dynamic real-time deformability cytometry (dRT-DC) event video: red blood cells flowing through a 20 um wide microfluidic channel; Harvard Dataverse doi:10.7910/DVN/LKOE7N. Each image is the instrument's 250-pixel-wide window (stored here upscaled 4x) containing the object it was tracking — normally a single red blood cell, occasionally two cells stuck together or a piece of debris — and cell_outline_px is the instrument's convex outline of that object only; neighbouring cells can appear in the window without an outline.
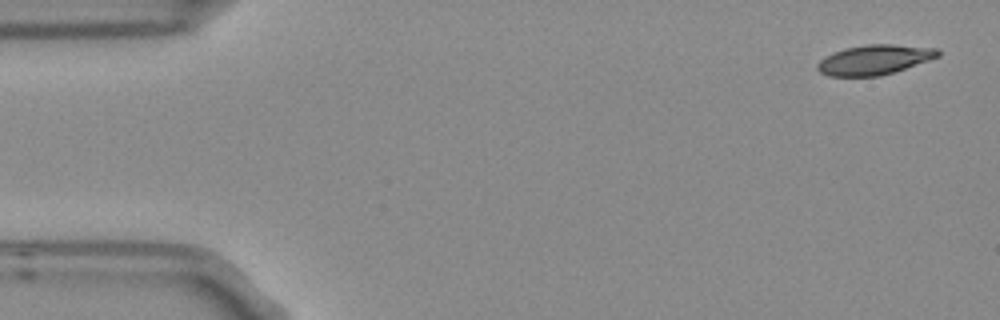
{"species": "Egyptian fruit bat (a non-hibernating species)", "species_latin": "Rousettus aegyptiacus", "temperature_condition": "room temperature", "stored_images_in_passage": 4, "camera_frame_rate_fps": 3000, "um_per_image_px": 0.085, "frame": {"image": 1, "passage_image": 1, "time_ms": 0.0, "image_size_px": [1000, 320], "cell_outline_px": [[940, 56], [880, 76], [828, 76], [820, 72], [816, 68], [816, 64], [824, 56], [832, 52], [844, 48], [868, 44], [892, 44], [936, 48], [940, 52]], "centroid_in_image_um": [74.26, 5.07], "position_along_channel_um": 10.7, "area_um2": 20.87}}
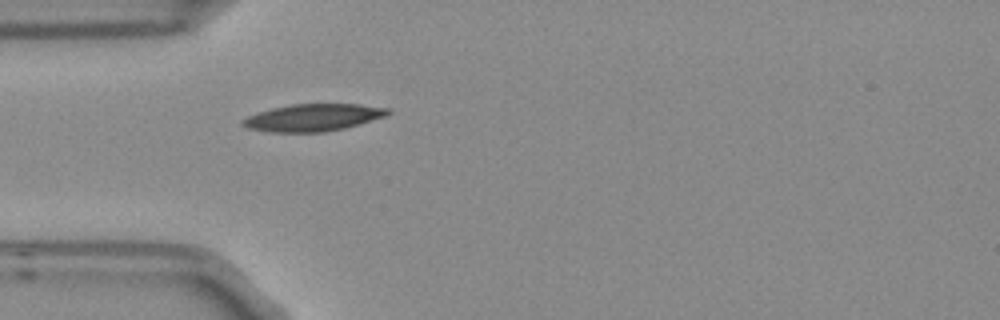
{"frame": {"image": 2, "passage_image": 4, "time_ms": 1.0, "image_size_px": [1000, 320], "cell_outline_px": [[392, 112], [388, 116], [344, 128], [324, 132], [268, 132], [248, 128], [240, 124], [240, 120], [256, 112], [288, 104], [360, 104], [392, 108]], "centroid_in_image_um": [26.63, 9.98], "position_along_channel_um": 58.4, "area_um2": 23.35}}